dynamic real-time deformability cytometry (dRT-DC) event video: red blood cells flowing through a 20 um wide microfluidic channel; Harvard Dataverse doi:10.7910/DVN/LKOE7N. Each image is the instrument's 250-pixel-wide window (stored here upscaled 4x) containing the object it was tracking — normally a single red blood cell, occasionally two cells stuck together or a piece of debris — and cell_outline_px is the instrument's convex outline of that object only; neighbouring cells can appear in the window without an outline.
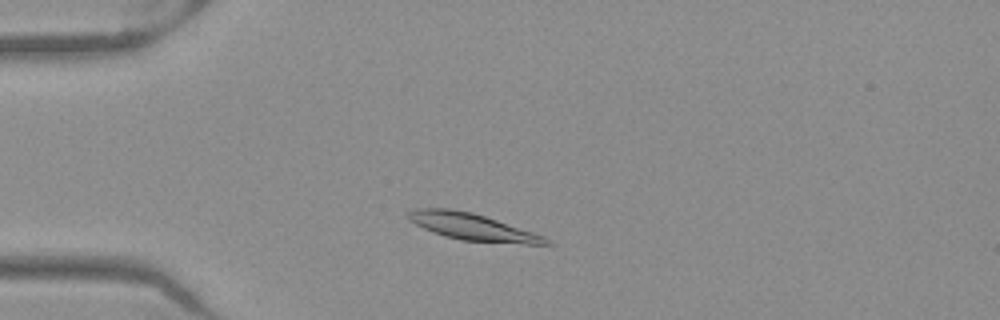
{"species": "Egyptian fruit bat (a non-hibernating species)", "species_latin": "Rousettus aegyptiacus", "temperature_condition": "warm", "stored_images_in_passage": 46, "camera_frame_rate_fps": 3000, "um_per_image_px": 0.085, "frame": {"image": 1, "passage_image": 8, "time_ms": 2.333, "image_size_px": [1000, 320], "cell_outline_px": [[556, 244], [524, 244], [460, 240], [444, 236], [432, 232], [408, 220], [408, 212], [416, 208], [448, 208], [472, 212], [544, 236]], "centroid_in_image_um": [40.14, 19.29], "position_along_channel_um": 44.9, "area_um2": 21.33}}
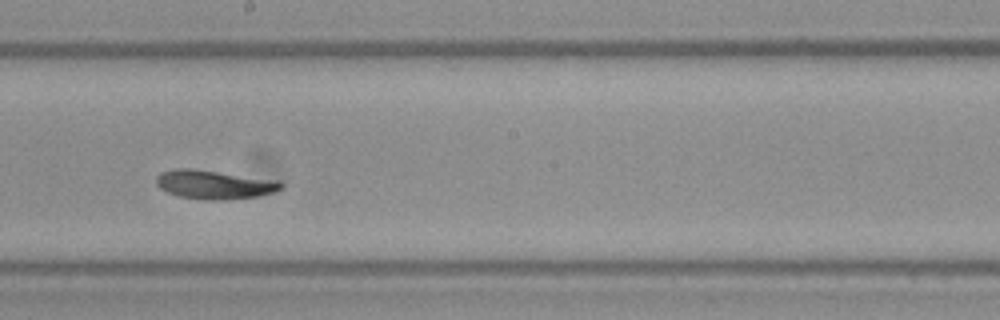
{"frame": {"image": 2, "passage_image": 24, "time_ms": 7.667, "image_size_px": [1000, 320], "cell_outline_px": [[284, 184], [280, 188], [272, 192], [256, 196], [228, 200], [204, 200], [180, 196], [168, 192], [160, 188], [156, 184], [156, 176], [160, 172], [176, 168], [192, 168], [280, 180]], "centroid_in_image_um": [18.19, 15.67], "position_along_channel_um": 230.0, "area_um2": 21.04}}
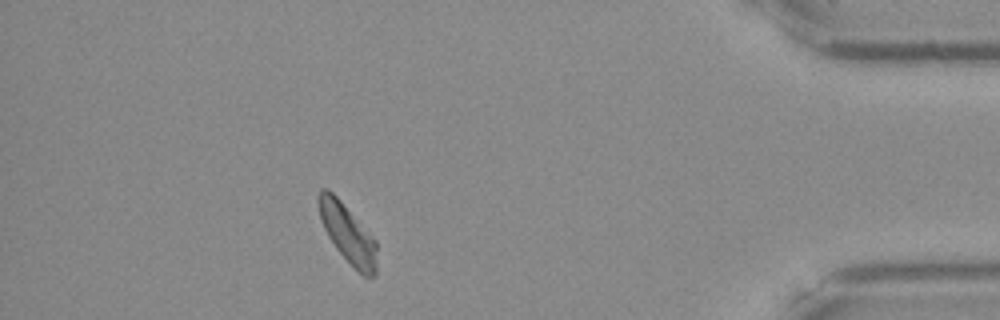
{"frame": {"image": 3, "passage_image": 41, "time_ms": 13.333, "image_size_px": [1000, 320], "cell_outline_px": [[376, 276], [364, 276], [336, 248], [328, 236], [320, 220], [316, 200], [316, 196], [320, 188], [328, 188], [340, 200], [376, 240]], "centroid_in_image_um": [29.51, 19.78], "position_along_channel_um": 405.7, "area_um2": 19.71}, "authors_computed_cell_mechanics": {"area_um2": 20.5479, "velocity_mm_per_s": 3.9202, "shape_relaxation_time_tau1_ms": 2.4522, "shape_relaxation_time_tau2_ms": 4.2323, "deformation_change_tau1": 0.1189, "deformation_change_tau2": 0.0852}}